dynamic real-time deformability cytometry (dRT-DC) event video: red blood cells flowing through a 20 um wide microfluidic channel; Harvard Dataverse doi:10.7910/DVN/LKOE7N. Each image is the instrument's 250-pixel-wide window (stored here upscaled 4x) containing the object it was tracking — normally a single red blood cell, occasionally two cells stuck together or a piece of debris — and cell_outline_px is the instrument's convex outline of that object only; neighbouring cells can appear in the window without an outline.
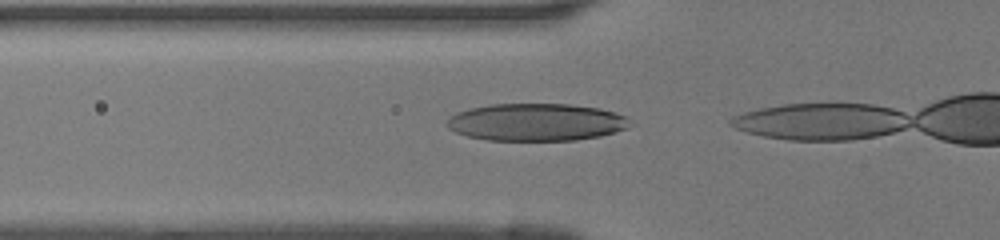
{"species": "human", "species_latin": "Homo sapiens", "temperature_condition": "room temperature", "stored_images_in_passage": 13, "camera_frame_rate_fps": 3000, "um_per_image_px": 0.085, "donor": {"sex": "female"}, "frame": {"image": 1, "passage_image": 12, "time_ms": 3.667, "image_size_px": [1000, 240], "cell_outline_px": [[628, 128], [600, 136], [576, 140], [488, 140], [468, 136], [456, 132], [448, 128], [444, 124], [456, 112], [468, 108], [488, 104], [568, 104], [600, 108], [616, 112], [624, 116]], "centroid_in_image_um": [45.52, 10.38], "position_along_channel_um": 80.3, "area_um2": 39.82}}